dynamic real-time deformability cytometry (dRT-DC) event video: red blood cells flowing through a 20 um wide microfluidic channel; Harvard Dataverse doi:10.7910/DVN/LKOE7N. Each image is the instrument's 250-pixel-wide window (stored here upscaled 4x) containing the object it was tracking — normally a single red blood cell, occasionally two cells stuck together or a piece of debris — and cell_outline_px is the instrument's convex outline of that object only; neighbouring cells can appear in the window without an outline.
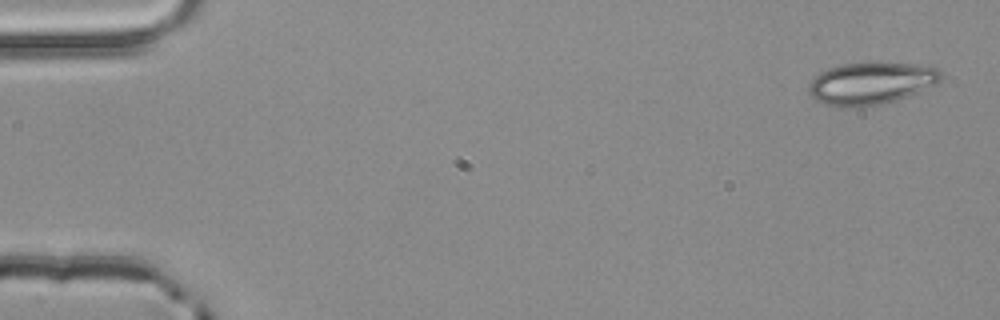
{"species": "common noctule bat (a hibernating species)", "species_latin": "Nyctalus noctula", "temperature_condition": "room temperature", "stored_images_in_passage": 4, "camera_frame_rate_fps": 3000, "um_per_image_px": 0.085, "animal": {"sex": "male", "body_mass_g": 20.4}, "frame": {"image": 1, "passage_image": 1, "time_ms": 0.0, "image_size_px": [1000, 320], "cell_outline_px": [[944, 76], [940, 80], [908, 96], [896, 100], [880, 104], [852, 108], [840, 108], [824, 104], [816, 100], [808, 92], [808, 84], [820, 72], [828, 68], [844, 64], [936, 64], [940, 68]], "centroid_in_image_um": [74.05, 7.09], "position_along_channel_um": 11.0, "area_um2": 32.43}}